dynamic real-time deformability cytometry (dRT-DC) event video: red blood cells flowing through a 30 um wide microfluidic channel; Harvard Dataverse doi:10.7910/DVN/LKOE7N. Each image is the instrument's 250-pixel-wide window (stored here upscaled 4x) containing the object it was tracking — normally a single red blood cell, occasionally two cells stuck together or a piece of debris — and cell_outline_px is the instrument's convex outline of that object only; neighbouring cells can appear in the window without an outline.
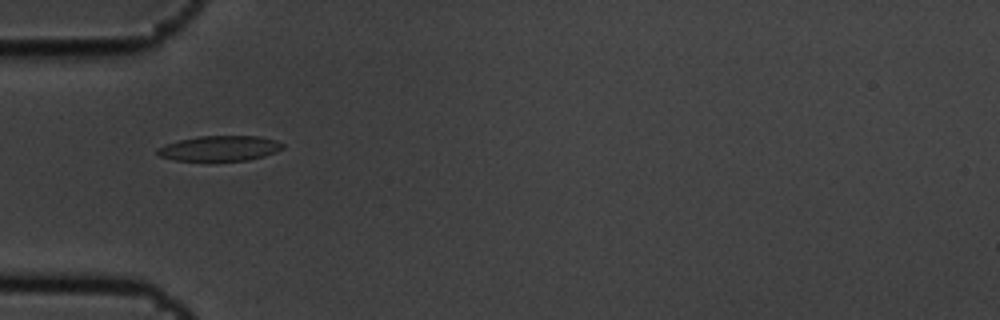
{"species": "common noctule bat (a hibernating species)", "species_latin": "Nyctalus noctula", "temperature_condition": "cold", "stored_images_in_passage": 10, "camera_frame_rate_fps": 3000, "um_per_image_px": 0.085, "animal": {"sex": "male", "body_mass_g": 19.5, "forearm_length_mm": 54.6}, "frame": {"image": 1, "passage_image": 5, "time_ms": 1.333, "image_size_px": [1000, 320], "cell_outline_px": [[284, 148], [276, 152], [264, 156], [248, 160], [212, 164], [176, 160], [160, 156], [156, 152], [156, 148], [180, 140], [200, 136], [260, 136], [276, 140], [284, 144]], "centroid_in_image_um": [18.69, 12.66], "position_along_channel_um": 66.3, "area_um2": 19.25}}
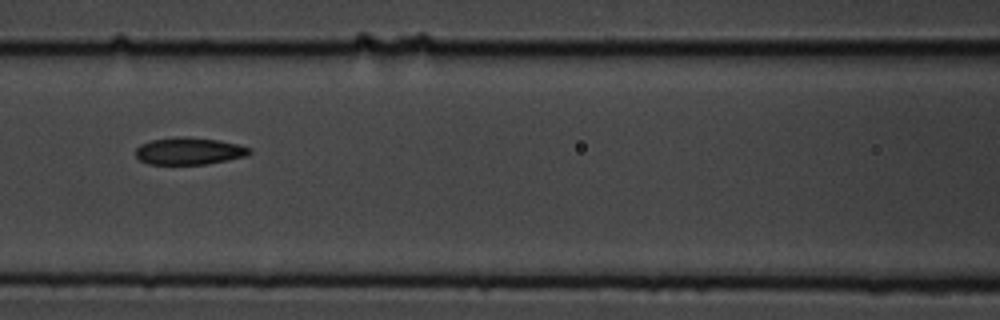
{"frame": {"image": 2, "passage_image": 7, "time_ms": 2.0, "image_size_px": [1000, 320], "cell_outline_px": [[252, 152], [248, 156], [228, 160], [204, 164], [148, 164], [140, 160], [136, 156], [136, 148], [140, 144], [152, 140], [176, 136], [184, 136], [216, 140], [240, 144], [252, 148]], "centroid_in_image_um": [16.1, 12.83], "position_along_channel_um": 150.5, "area_um2": 18.15}}
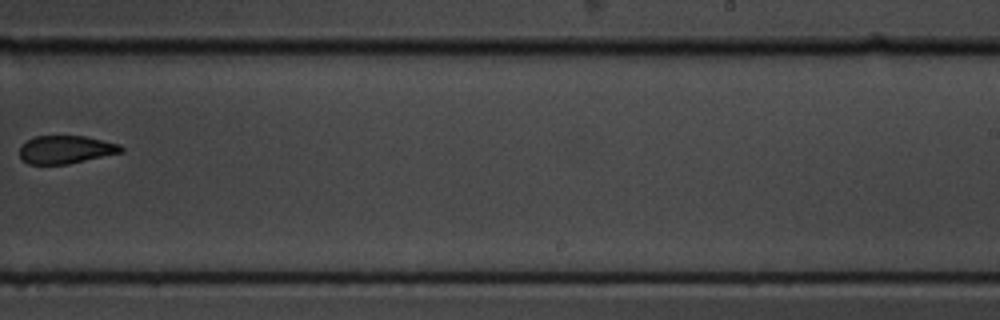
{"frame": {"image": 3, "passage_image": 10, "time_ms": 3.0, "image_size_px": [1000, 320], "cell_outline_px": [[124, 152], [68, 164], [28, 164], [20, 156], [20, 144], [36, 136], [84, 136], [120, 144], [124, 148]], "centroid_in_image_um": [5.61, 12.71], "position_along_channel_um": 283.4, "area_um2": 16.59}}